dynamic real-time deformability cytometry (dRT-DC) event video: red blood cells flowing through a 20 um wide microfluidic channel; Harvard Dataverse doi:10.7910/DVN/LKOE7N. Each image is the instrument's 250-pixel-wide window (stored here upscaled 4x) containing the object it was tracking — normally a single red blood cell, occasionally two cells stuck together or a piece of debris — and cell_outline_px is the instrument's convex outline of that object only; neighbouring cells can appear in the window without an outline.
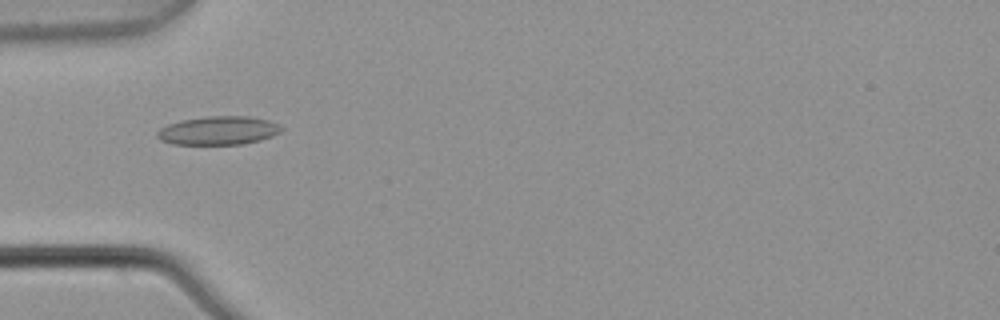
{"species": "common noctule bat (a hibernating species)", "species_latin": "Nyctalus noctula", "temperature_condition": "warm", "stored_images_in_passage": 4, "camera_frame_rate_fps": 3000, "um_per_image_px": 0.085, "animal": {"sex": "male", "body_mass_g": 21.5, "forearm_length_mm": 52.0}, "frame": {"image": 1, "passage_image": 3, "time_ms": 0.667, "image_size_px": [1000, 320], "cell_outline_px": [[284, 128], [280, 132], [272, 136], [260, 140], [244, 144], [172, 144], [160, 140], [156, 136], [156, 132], [160, 128], [168, 124], [180, 120], [208, 116], [248, 116], [268, 120], [280, 124]], "centroid_in_image_um": [18.56, 11.09], "position_along_channel_um": 66.4, "area_um2": 20.81}}
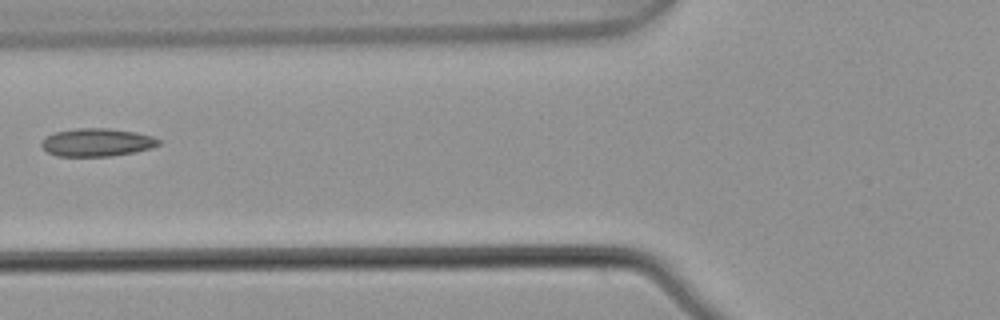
{"frame": {"image": 2, "passage_image": 4, "time_ms": 1.0, "image_size_px": [1000, 320], "cell_outline_px": [[164, 140], [160, 144], [152, 148], [136, 152], [112, 156], [56, 156], [48, 152], [40, 144], [48, 136], [56, 132], [76, 128], [108, 128], [136, 132], [152, 136]], "centroid_in_image_um": [8.31, 12.1], "position_along_channel_um": 117.5, "area_um2": 19.19}}